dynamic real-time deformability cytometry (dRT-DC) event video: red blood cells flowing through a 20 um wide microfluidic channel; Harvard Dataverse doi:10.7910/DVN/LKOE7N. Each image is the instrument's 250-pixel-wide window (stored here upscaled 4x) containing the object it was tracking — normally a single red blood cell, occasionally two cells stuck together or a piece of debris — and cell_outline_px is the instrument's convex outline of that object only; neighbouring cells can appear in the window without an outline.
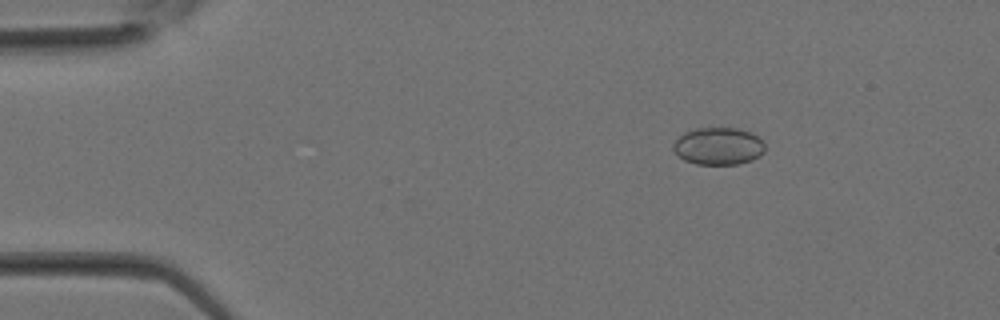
{"species": "Egyptian fruit bat (a non-hibernating species)", "species_latin": "Rousettus aegyptiacus", "temperature_condition": "room temperature", "stored_images_in_passage": 32, "camera_frame_rate_fps": 3000, "um_per_image_px": 0.085, "animal": {"sex": "female"}, "frame": {"image": 1, "passage_image": 5, "time_ms": 1.333, "image_size_px": [1000, 320], "cell_outline_px": [[764, 152], [760, 156], [752, 160], [740, 164], [696, 164], [684, 160], [672, 148], [672, 144], [684, 132], [696, 128], [736, 128], [752, 132], [764, 140]], "centroid_in_image_um": [61.1, 12.42], "position_along_channel_um": 23.9, "area_um2": 20.11}}
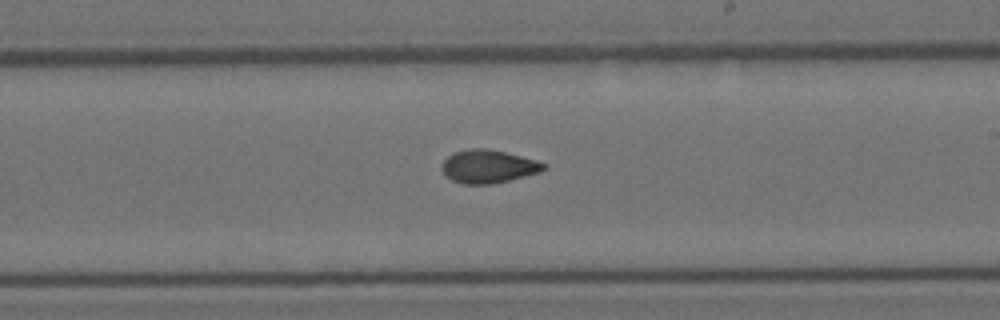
{"frame": {"image": 2, "passage_image": 19, "time_ms": 6.0, "image_size_px": [1000, 320], "cell_outline_px": [[548, 164], [540, 172], [492, 184], [464, 184], [452, 180], [440, 168], [444, 160], [448, 156], [456, 152], [472, 148], [488, 148], [536, 160]], "centroid_in_image_um": [41.5, 14.14], "position_along_channel_um": 247.5, "area_um2": 19.42}}
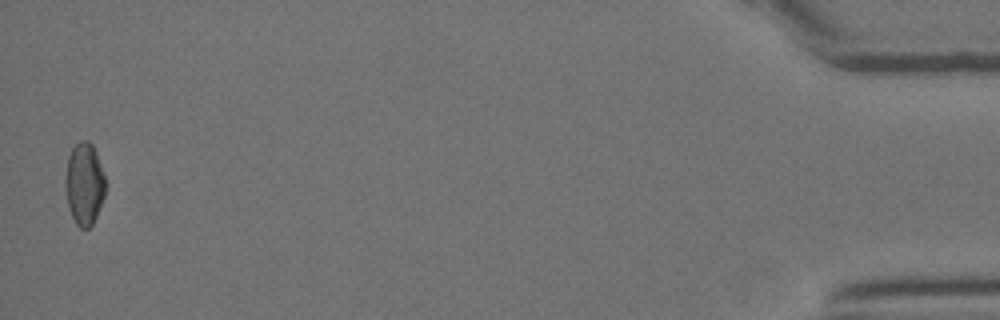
{"frame": {"image": 3, "passage_image": 32, "time_ms": 10.333, "image_size_px": [1000, 320], "cell_outline_px": [[104, 196], [96, 216], [92, 224], [88, 228], [80, 228], [76, 224], [68, 208], [64, 188], [64, 180], [68, 156], [72, 148], [80, 140], [88, 140], [92, 144], [96, 152], [104, 176]], "centroid_in_image_um": [7.13, 15.62], "position_along_channel_um": 428.1, "area_um2": 19.19}}